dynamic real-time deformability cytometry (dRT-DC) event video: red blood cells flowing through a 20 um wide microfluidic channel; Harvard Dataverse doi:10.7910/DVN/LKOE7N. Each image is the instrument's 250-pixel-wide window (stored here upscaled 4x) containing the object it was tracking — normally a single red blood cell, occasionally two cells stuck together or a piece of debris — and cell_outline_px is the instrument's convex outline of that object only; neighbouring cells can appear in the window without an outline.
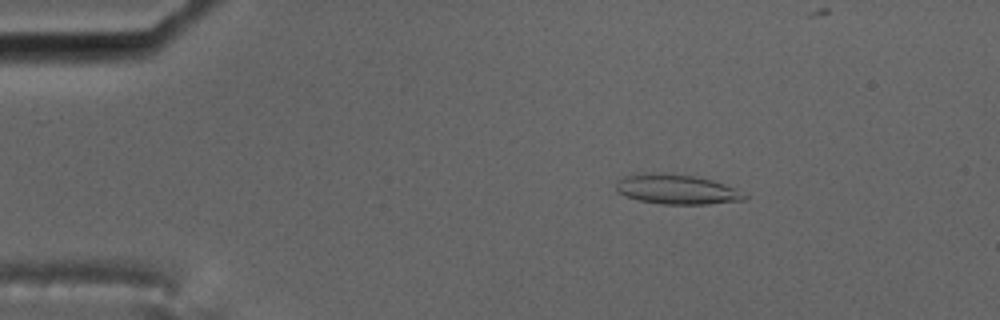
{"species": "common noctule bat (a hibernating species)", "species_latin": "Nyctalus noctula", "temperature_condition": "cold", "stored_images_in_passage": 51, "camera_frame_rate_fps": 3000, "um_per_image_px": 0.085, "animal": {"sex": "male", "body_mass_g": 17.5, "forearm_length_mm": 52.3}, "frame": {"image": 1, "passage_image": 10, "time_ms": 3.0, "image_size_px": [1000, 320], "cell_outline_px": [[748, 196], [744, 200], [708, 204], [660, 204], [640, 200], [616, 192], [616, 184], [624, 176], [632, 172], [664, 172], [692, 176], [712, 180], [724, 184]], "centroid_in_image_um": [57.45, 16.07], "position_along_channel_um": 27.6, "area_um2": 22.31}}
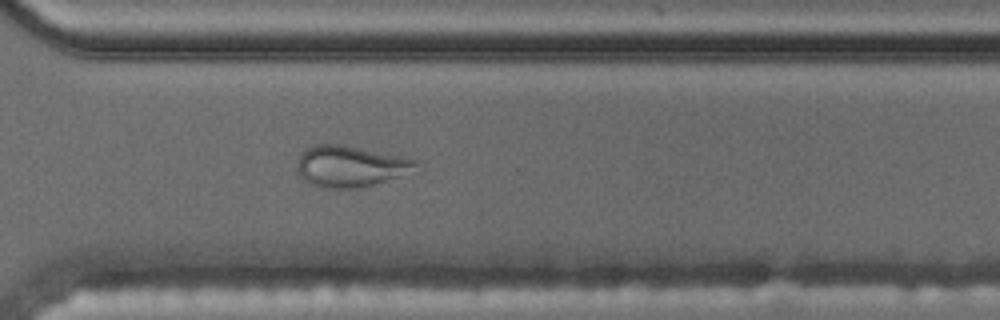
{"frame": {"image": 2, "passage_image": 42, "time_ms": 13.667, "image_size_px": [1000, 320], "cell_outline_px": [[424, 172], [360, 188], [320, 188], [308, 184], [296, 172], [296, 164], [300, 152], [304, 148], [316, 144], [340, 144], [404, 156], [416, 160], [424, 168]], "centroid_in_image_um": [29.9, 14.15], "position_along_channel_um": 340.7, "area_um2": 30.06}}
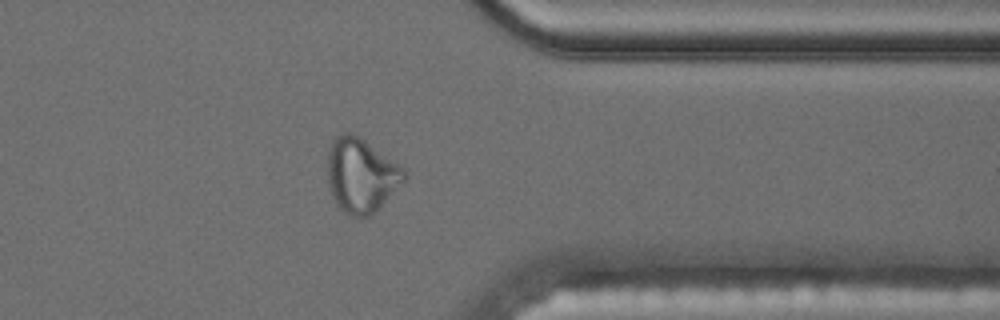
{"frame": {"image": 3, "passage_image": 46, "time_ms": 15.0, "image_size_px": [1000, 320], "cell_outline_px": [[408, 176], [380, 208], [376, 212], [368, 216], [352, 216], [344, 212], [336, 204], [332, 196], [328, 184], [328, 148], [332, 140], [336, 136], [344, 132], [352, 132], [364, 140], [404, 168], [408, 172]], "centroid_in_image_um": [30.69, 14.9], "position_along_channel_um": 380.7, "area_um2": 33.18}, "authors_computed_cell_mechanics": {"area_um2": 22.0796, "velocity_mm_per_s": 3.5309, "shape_relaxation_time_tau1_ms": null, "shape_relaxation_time_tau2_ms": 2.3812, "deformation_change_tau1": null, "deformation_change_tau2": 0.1102}}